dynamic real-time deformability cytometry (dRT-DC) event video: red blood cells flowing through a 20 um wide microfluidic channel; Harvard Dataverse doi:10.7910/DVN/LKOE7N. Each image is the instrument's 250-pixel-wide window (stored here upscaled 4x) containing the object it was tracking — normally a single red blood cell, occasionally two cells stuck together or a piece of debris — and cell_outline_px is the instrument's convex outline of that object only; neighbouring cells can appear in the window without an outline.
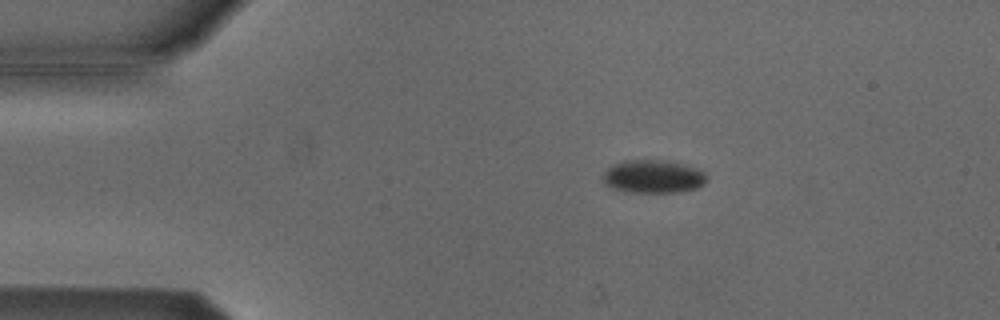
{"species": "Egyptian fruit bat (a non-hibernating species)", "species_latin": "Rousettus aegyptiacus", "temperature_condition": "cold", "stored_images_in_passage": 6, "camera_frame_rate_fps": 3000, "um_per_image_px": 0.085, "animal": {"sex": "male"}, "frame": {"image": 1, "passage_image": 2, "time_ms": 0.333, "image_size_px": [1000, 320], "cell_outline_px": [[708, 180], [704, 184], [696, 188], [676, 192], [624, 192], [612, 188], [604, 184], [604, 172], [608, 168], [624, 160], [652, 160], [680, 164], [704, 172]], "centroid_in_image_um": [55.48, 15.03], "position_along_channel_um": 29.5, "area_um2": 19.59}}
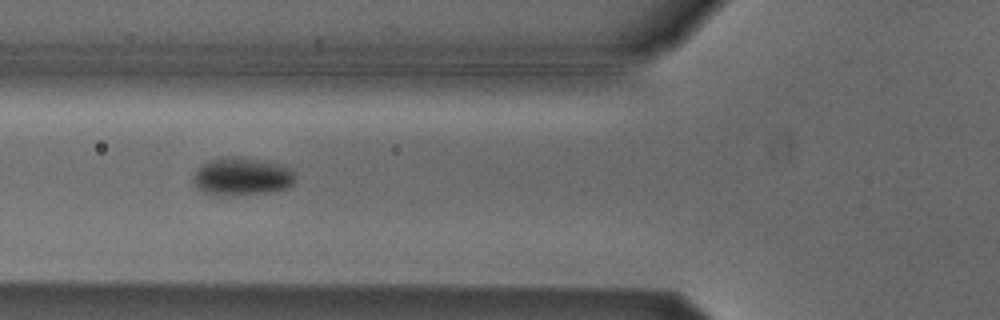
{"frame": {"image": 2, "passage_image": 5, "time_ms": 1.333, "image_size_px": [1000, 320], "cell_outline_px": [[296, 180], [288, 188], [272, 192], [212, 196], [196, 188], [196, 168], [220, 156], [244, 156], [268, 160], [292, 168], [296, 176]], "centroid_in_image_um": [20.63, 14.98], "position_along_channel_um": 105.2, "area_um2": 22.95}}
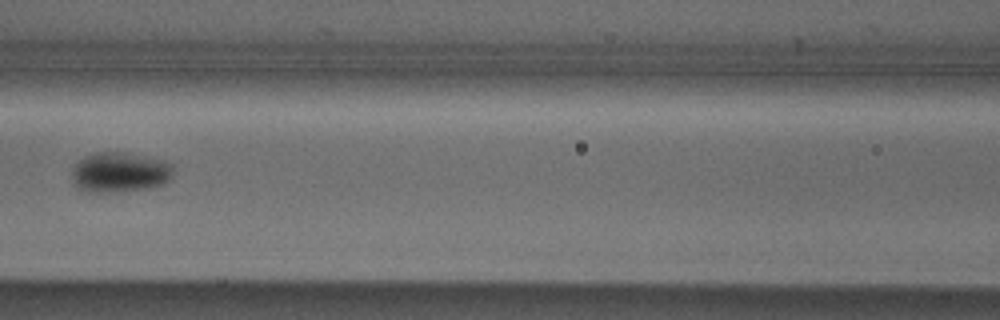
{"frame": {"image": 3, "passage_image": 6, "time_ms": 1.667, "image_size_px": [1000, 320], "cell_outline_px": [[172, 180], [164, 184], [148, 188], [116, 192], [88, 192], [76, 188], [72, 184], [72, 168], [84, 156], [96, 152], [128, 152], [164, 160], [172, 164]], "centroid_in_image_um": [10.18, 14.65], "position_along_channel_um": 156.4, "area_um2": 24.16}}